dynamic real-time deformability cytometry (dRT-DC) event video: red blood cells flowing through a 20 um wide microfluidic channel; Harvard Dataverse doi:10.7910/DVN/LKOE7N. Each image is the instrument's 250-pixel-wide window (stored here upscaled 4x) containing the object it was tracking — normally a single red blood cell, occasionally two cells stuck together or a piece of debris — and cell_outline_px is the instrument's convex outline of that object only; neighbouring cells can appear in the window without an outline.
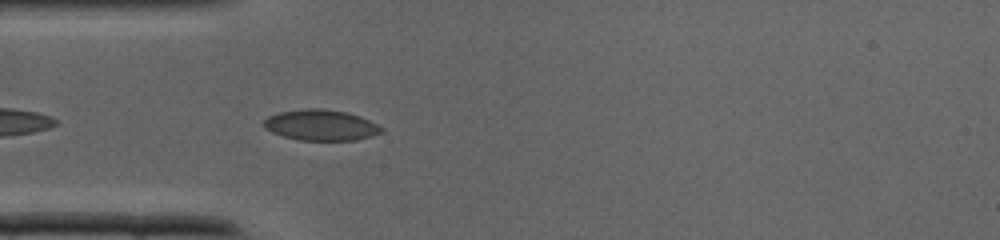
{"species": "common noctule bat (a hibernating species)", "species_latin": "Nyctalus noctula", "temperature_condition": "cold", "stored_images_in_passage": 19, "camera_frame_rate_fps": 3000, "um_per_image_px": 0.085, "animal": {"sex": "male", "body_mass_g": 19.0, "forearm_length_mm": 50.8}, "frame": {"image": 1, "passage_image": 9, "time_ms": 2.667, "image_size_px": [1000, 240], "cell_outline_px": [[384, 132], [372, 136], [356, 140], [300, 140], [284, 136], [272, 132], [264, 128], [264, 120], [268, 116], [280, 112], [308, 108], [320, 108], [348, 112], [360, 116], [384, 128]], "centroid_in_image_um": [27.3, 10.63], "position_along_channel_um": 57.7, "area_um2": 21.1}}